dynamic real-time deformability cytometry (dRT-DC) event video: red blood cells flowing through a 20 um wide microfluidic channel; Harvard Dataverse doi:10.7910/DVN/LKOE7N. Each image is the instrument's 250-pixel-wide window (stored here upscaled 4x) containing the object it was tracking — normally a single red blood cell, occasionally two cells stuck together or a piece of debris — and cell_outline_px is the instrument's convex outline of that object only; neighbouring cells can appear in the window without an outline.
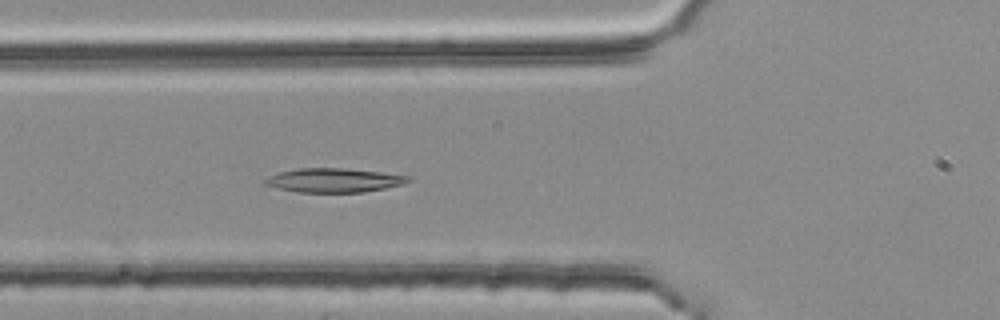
{"species": "common noctule bat (a hibernating species)", "species_latin": "Nyctalus noctula", "temperature_condition": "room temperature", "stored_images_in_passage": 5, "camera_frame_rate_fps": 3000, "um_per_image_px": 0.085, "animal": {"sex": "female", "body_mass_g": 25.1}, "frame": {"image": 1, "passage_image": 4, "time_ms": 1.0, "image_size_px": [1000, 320], "cell_outline_px": [[412, 180], [404, 184], [364, 192], [300, 192], [280, 188], [264, 184], [260, 180], [268, 176], [280, 172], [300, 168], [348, 168], [412, 176]], "centroid_in_image_um": [28.4, 15.31], "position_along_channel_um": 97.4, "area_um2": 20.11}}